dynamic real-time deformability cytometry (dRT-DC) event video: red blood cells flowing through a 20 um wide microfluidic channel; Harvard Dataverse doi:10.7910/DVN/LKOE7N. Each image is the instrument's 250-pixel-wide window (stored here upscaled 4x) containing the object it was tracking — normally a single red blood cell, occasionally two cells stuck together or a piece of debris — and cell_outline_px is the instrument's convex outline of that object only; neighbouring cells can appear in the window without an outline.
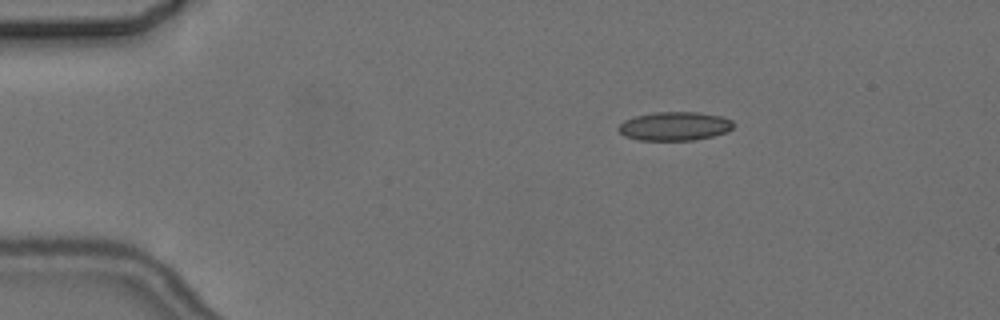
{"species": "common noctule bat (a hibernating species)", "species_latin": "Nyctalus noctula", "temperature_condition": "cold", "stored_images_in_passage": 4, "camera_frame_rate_fps": 3000, "um_per_image_px": 0.085, "animal": {"sex": "female", "body_mass_g": 24.6, "forearm_length_mm": 56.2}, "frame": {"image": 1, "passage_image": 2, "time_ms": 1.333, "image_size_px": [1000, 320], "cell_outline_px": [[736, 124], [728, 132], [696, 140], [640, 140], [624, 136], [616, 128], [624, 120], [636, 116], [656, 112], [700, 112], [720, 116], [732, 120]], "centroid_in_image_um": [57.37, 10.72], "position_along_channel_um": 27.6, "area_um2": 19.36}}